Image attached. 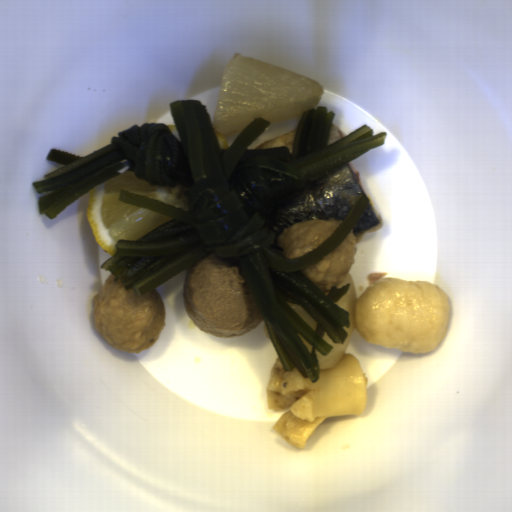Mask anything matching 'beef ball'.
Here are the masks:
<instances>
[{"mask_svg": "<svg viewBox=\"0 0 512 512\" xmlns=\"http://www.w3.org/2000/svg\"><path fill=\"white\" fill-rule=\"evenodd\" d=\"M182 297L191 322L215 337L247 335L264 321L240 266L214 251L187 267Z\"/></svg>", "mask_w": 512, "mask_h": 512, "instance_id": "obj_1", "label": "beef ball"}, {"mask_svg": "<svg viewBox=\"0 0 512 512\" xmlns=\"http://www.w3.org/2000/svg\"><path fill=\"white\" fill-rule=\"evenodd\" d=\"M91 308L97 333L124 353L148 349L166 323V305L156 287L139 296L133 288L116 283L112 273L94 295Z\"/></svg>", "mask_w": 512, "mask_h": 512, "instance_id": "obj_2", "label": "beef ball"}, {"mask_svg": "<svg viewBox=\"0 0 512 512\" xmlns=\"http://www.w3.org/2000/svg\"><path fill=\"white\" fill-rule=\"evenodd\" d=\"M343 220L310 219L284 228L276 237L274 248L287 259L310 253L327 239Z\"/></svg>", "mask_w": 512, "mask_h": 512, "instance_id": "obj_4", "label": "beef ball"}, {"mask_svg": "<svg viewBox=\"0 0 512 512\" xmlns=\"http://www.w3.org/2000/svg\"><path fill=\"white\" fill-rule=\"evenodd\" d=\"M358 249L354 228L341 244L316 263L299 270L327 296L333 286L337 288L349 273Z\"/></svg>", "mask_w": 512, "mask_h": 512, "instance_id": "obj_3", "label": "beef ball"}]
</instances>
